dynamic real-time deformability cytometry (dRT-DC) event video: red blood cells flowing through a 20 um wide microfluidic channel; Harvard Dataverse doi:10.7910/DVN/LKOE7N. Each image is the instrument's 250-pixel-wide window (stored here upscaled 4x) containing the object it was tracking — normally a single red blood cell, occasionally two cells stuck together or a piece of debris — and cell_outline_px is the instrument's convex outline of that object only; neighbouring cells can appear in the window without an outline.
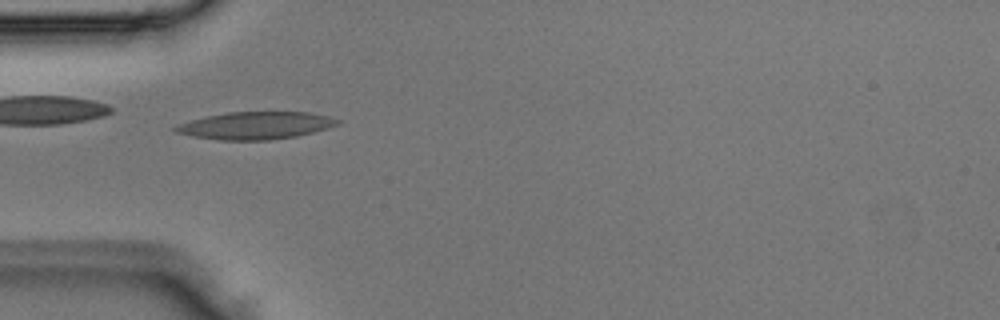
{"species": "Egyptian fruit bat (a non-hibernating species)", "species_latin": "Rousettus aegyptiacus", "temperature_condition": "room temperature", "stored_images_in_passage": 1, "camera_frame_rate_fps": 3000, "um_per_image_px": 0.085, "animal": {"sex": "male"}, "frame": {"image": 1, "passage_image": 1, "time_ms": 0.0, "image_size_px": [1000, 320], "cell_outline_px": [[344, 120], [340, 124], [328, 128], [296, 136], [268, 140], [220, 140], [192, 136], [176, 132], [172, 128], [180, 124], [192, 120], [208, 116], [228, 112], [308, 112], [332, 116]], "centroid_in_image_um": [21.81, 10.66], "position_along_channel_um": 63.2, "area_um2": 25.89}}